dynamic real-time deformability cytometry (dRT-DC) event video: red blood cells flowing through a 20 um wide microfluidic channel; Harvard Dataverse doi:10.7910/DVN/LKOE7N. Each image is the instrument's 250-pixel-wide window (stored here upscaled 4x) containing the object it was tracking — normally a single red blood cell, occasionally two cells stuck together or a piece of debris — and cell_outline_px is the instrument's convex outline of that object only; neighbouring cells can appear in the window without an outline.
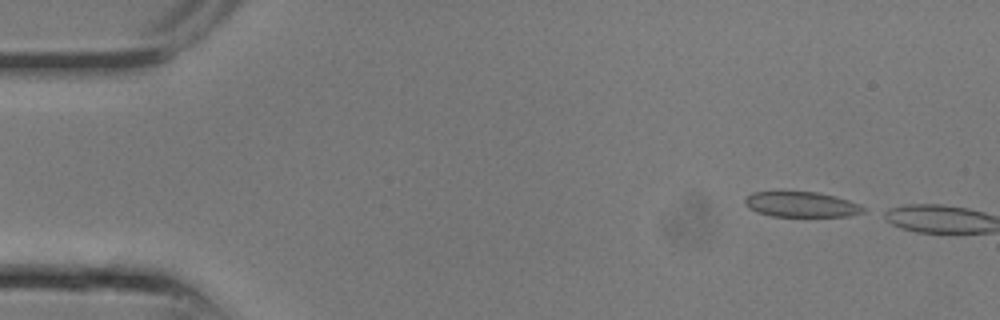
{"species": "common noctule bat (a hibernating species)", "species_latin": "Nyctalus noctula", "temperature_condition": "room temperature", "stored_images_in_passage": 2, "camera_frame_rate_fps": 3000, "um_per_image_px": 0.085, "animal": {"sex": "male", "body_mass_g": 13.3}, "frame": {"image": 1, "passage_image": 1, "time_ms": 0.0, "image_size_px": [1000, 320], "cell_outline_px": [[864, 212], [848, 216], [772, 216], [756, 212], [748, 208], [744, 204], [744, 200], [752, 192], [776, 188], [816, 192], [836, 196], [860, 204], [864, 208]], "centroid_in_image_um": [68.01, 17.32], "position_along_channel_um": 17.0, "area_um2": 18.32}}